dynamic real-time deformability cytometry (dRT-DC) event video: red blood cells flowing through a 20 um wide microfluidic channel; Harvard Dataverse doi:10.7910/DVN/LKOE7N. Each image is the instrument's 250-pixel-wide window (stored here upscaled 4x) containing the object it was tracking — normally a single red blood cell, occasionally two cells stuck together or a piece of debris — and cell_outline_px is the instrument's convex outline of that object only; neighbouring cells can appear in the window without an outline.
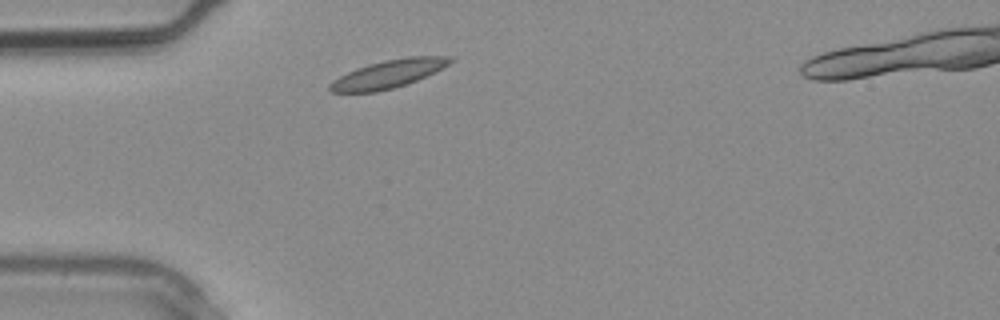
{"species": "common noctule bat (a hibernating species)", "species_latin": "Nyctalus noctula", "temperature_condition": "warm", "stored_images_in_passage": 2, "camera_frame_rate_fps": 3000, "um_per_image_px": 0.085, "animal": {"sex": "male", "body_mass_g": 20.4}, "frame": {"image": 1, "passage_image": 1, "time_ms": 0.0, "image_size_px": [1000, 320], "cell_outline_px": [[456, 60], [416, 80], [392, 88], [376, 92], [328, 92], [328, 84], [332, 80], [356, 68], [368, 64], [384, 60], [408, 56], [452, 56]], "centroid_in_image_um": [32.96, 6.28], "position_along_channel_um": 52.0, "area_um2": 19.48}}